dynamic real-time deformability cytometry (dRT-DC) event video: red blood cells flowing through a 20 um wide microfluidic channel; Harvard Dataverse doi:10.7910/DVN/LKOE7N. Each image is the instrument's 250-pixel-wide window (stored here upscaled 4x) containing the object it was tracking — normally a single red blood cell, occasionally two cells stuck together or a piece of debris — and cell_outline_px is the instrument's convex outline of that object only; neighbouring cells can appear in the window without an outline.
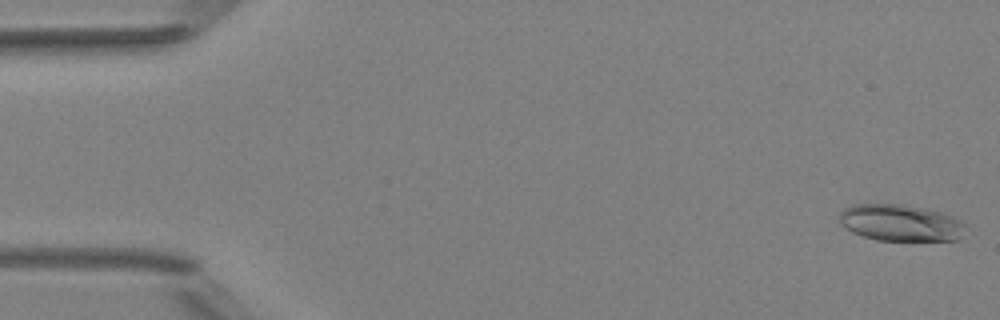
{"species": "Egyptian fruit bat (a non-hibernating species)", "species_latin": "Rousettus aegyptiacus", "temperature_condition": "room temperature", "stored_images_in_passage": 3, "camera_frame_rate_fps": 3000, "um_per_image_px": 0.085, "animal": {"sex": "female"}, "frame": {"image": 1, "passage_image": 3, "time_ms": 3.0, "image_size_px": [1000, 320], "cell_outline_px": [[964, 224], [960, 240], [876, 240], [852, 232], [840, 224], [840, 212], [844, 208], [852, 204], [904, 204], [924, 208], [940, 212], [952, 216], [960, 220]], "centroid_in_image_um": [76.52, 18.93], "position_along_channel_um": 8.5, "area_um2": 26.82}}